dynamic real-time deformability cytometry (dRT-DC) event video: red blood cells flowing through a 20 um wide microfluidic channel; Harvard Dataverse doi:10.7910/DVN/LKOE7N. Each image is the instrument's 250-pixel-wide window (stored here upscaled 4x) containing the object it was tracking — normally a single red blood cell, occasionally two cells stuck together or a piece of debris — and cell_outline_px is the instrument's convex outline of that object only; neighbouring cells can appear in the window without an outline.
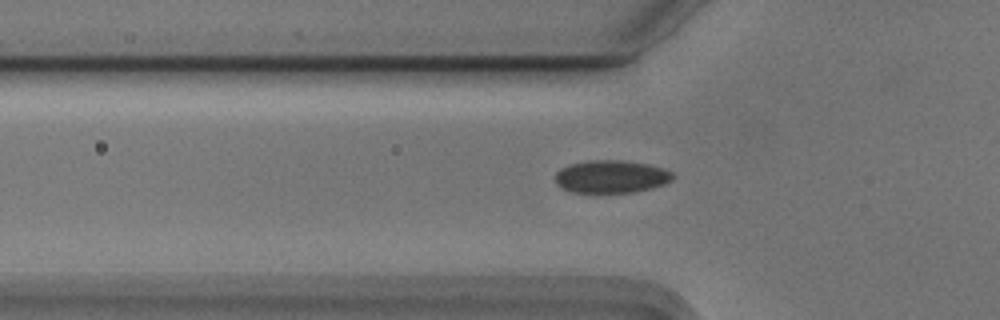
{"species": "Egyptian fruit bat (a non-hibernating species)", "species_latin": "Rousettus aegyptiacus", "temperature_condition": "cold", "stored_images_in_passage": 33, "camera_frame_rate_fps": 3000, "um_per_image_px": 0.085, "animal": {"sex": "male"}, "frame": {"image": 1, "passage_image": 3, "time_ms": 0.667, "image_size_px": [1000, 320], "cell_outline_px": [[676, 176], [672, 180], [664, 184], [652, 188], [632, 192], [572, 192], [560, 188], [556, 184], [556, 172], [560, 168], [568, 164], [588, 160], [620, 160], [648, 164], [664, 168], [672, 172]], "centroid_in_image_um": [51.95, 15.0], "position_along_channel_um": 73.9, "area_um2": 22.6}}
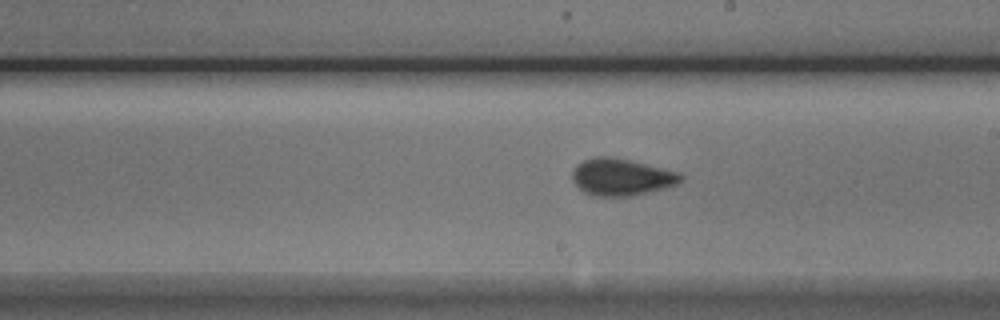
{"frame": {"image": 2, "passage_image": 16, "time_ms": 5.0, "image_size_px": [1000, 320], "cell_outline_px": [[684, 176], [676, 184], [664, 188], [632, 196], [592, 196], [584, 192], [572, 180], [572, 172], [576, 164], [584, 160], [596, 156], [612, 156], [680, 172]], "centroid_in_image_um": [52.8, 15.04], "position_along_channel_um": 236.2, "area_um2": 23.35}}
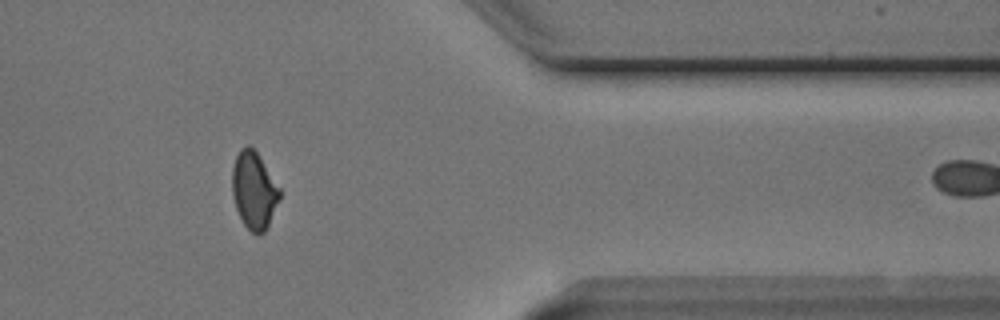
{"frame": {"image": 3, "passage_image": 30, "time_ms": 9.667, "image_size_px": [1000, 320], "cell_outline_px": [[280, 200], [264, 232], [260, 236], [252, 232], [244, 224], [236, 208], [232, 192], [232, 168], [236, 156], [240, 148], [248, 144], [260, 156], [280, 188]], "centroid_in_image_um": [21.59, 16.17], "position_along_channel_um": 389.8, "area_um2": 21.33}, "authors_computed_cell_mechanics": {"area_um2": 22.4264, "velocity_mm_per_s": 3.7363, "shape_relaxation_time_tau1_ms": 2.7541, "shape_relaxation_time_tau2_ms": 0.9901, "deformation_change_tau1": 0.0691, "deformation_change_tau2": 0.0545}}